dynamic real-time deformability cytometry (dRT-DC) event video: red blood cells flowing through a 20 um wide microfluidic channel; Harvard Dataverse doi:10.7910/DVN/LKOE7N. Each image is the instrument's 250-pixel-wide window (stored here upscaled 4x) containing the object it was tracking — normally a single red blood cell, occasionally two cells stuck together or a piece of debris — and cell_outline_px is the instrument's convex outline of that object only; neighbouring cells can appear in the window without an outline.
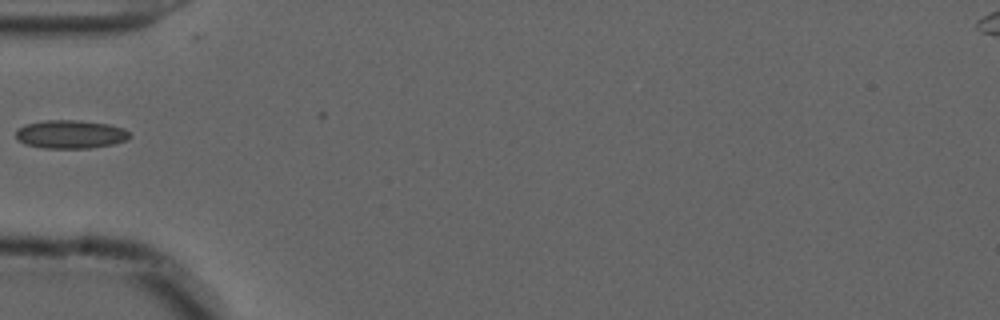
{"species": "common noctule bat (a hibernating species)", "species_latin": "Nyctalus noctula", "temperature_condition": "cold", "stored_images_in_passage": 29, "camera_frame_rate_fps": 3000, "um_per_image_px": 0.085, "animal": {"sex": "male", "forearm_length_mm": 52.5}, "frame": {"image": 1, "passage_image": 1, "time_ms": 0.0, "image_size_px": [1000, 320], "cell_outline_px": [[132, 136], [116, 144], [92, 148], [44, 148], [24, 144], [16, 140], [16, 128], [24, 124], [44, 120], [80, 120], [108, 124], [124, 128]], "centroid_in_image_um": [5.96, 11.41], "position_along_channel_um": 79.0, "area_um2": 19.13}}